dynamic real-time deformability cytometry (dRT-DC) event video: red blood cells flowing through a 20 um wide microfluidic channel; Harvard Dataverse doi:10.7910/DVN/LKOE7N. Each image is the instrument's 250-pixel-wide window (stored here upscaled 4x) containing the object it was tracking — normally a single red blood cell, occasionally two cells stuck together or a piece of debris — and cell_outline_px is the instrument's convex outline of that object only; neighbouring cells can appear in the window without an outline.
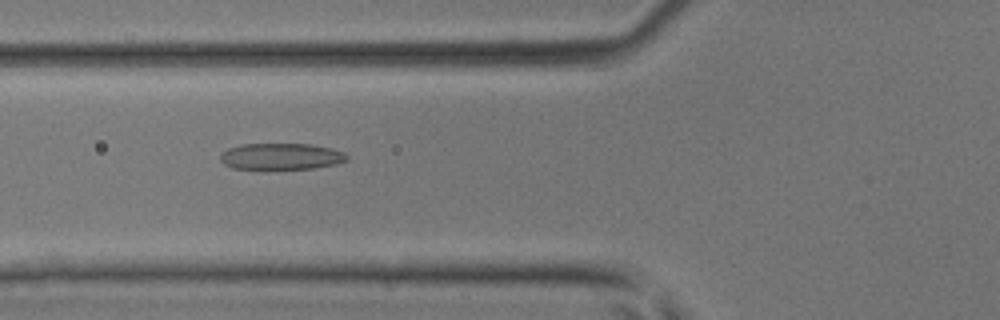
{"species": "common noctule bat (a hibernating species)", "species_latin": "Nyctalus noctula", "temperature_condition": "room temperature", "stored_images_in_passage": 31, "camera_frame_rate_fps": 3000, "um_per_image_px": 0.085, "animal": {"sex": "male", "body_mass_g": 17.9, "forearm_length_mm": 54.2}, "frame": {"image": 1, "passage_image": 4, "time_ms": 1.0, "image_size_px": [1000, 320], "cell_outline_px": [[348, 160], [336, 164], [312, 168], [264, 172], [260, 172], [232, 168], [224, 164], [220, 160], [220, 152], [228, 148], [240, 144], [308, 144], [332, 148], [344, 152], [348, 156]], "centroid_in_image_um": [23.82, 13.34], "position_along_channel_um": 102.0, "area_um2": 20.58}}
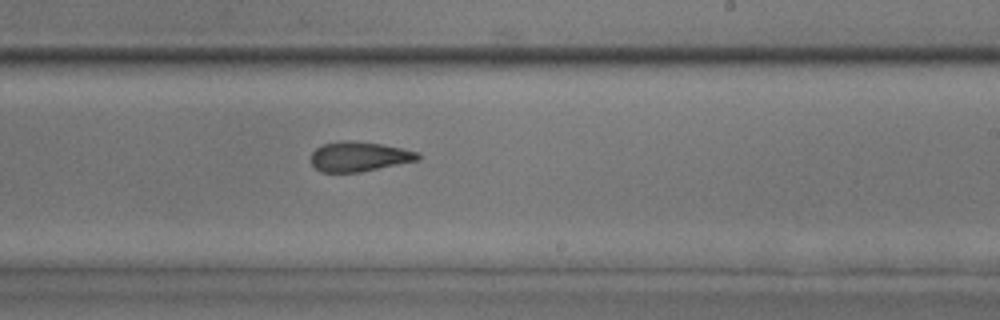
{"frame": {"image": 2, "passage_image": 14, "time_ms": 4.333, "image_size_px": [1000, 320], "cell_outline_px": [[420, 160], [360, 172], [320, 172], [312, 164], [312, 152], [320, 144], [340, 140], [352, 140], [380, 144], [400, 148], [416, 152], [420, 156]], "centroid_in_image_um": [30.49, 13.3], "position_along_channel_um": 258.5, "area_um2": 18.55}}
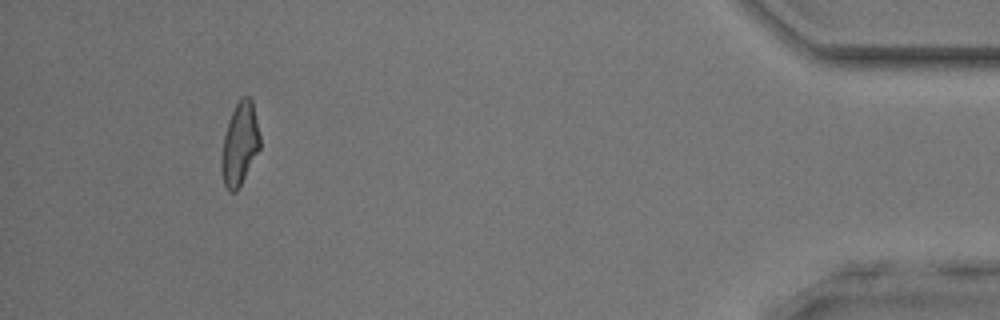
{"frame": {"image": 3, "passage_image": 28, "time_ms": 9.0, "image_size_px": [1000, 320], "cell_outline_px": [[260, 148], [236, 192], [228, 192], [224, 184], [220, 168], [220, 156], [224, 136], [228, 120], [240, 96], [248, 96], [252, 100], [260, 136]], "centroid_in_image_um": [20.35, 12.24], "position_along_channel_um": 414.8, "area_um2": 18.61}}